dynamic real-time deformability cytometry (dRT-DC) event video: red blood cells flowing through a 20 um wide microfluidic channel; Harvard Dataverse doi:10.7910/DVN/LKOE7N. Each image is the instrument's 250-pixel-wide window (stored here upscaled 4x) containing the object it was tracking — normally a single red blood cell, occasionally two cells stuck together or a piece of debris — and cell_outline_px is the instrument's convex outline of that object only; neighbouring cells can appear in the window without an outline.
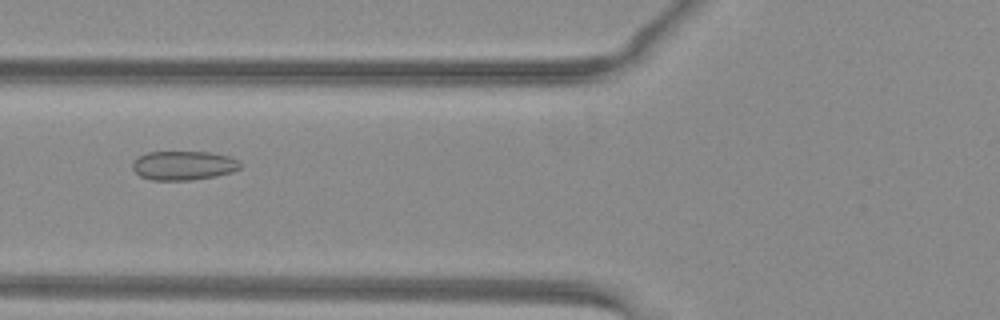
{"species": "common noctule bat (a hibernating species)", "species_latin": "Nyctalus noctula", "temperature_condition": "warm", "stored_images_in_passage": 47, "camera_frame_rate_fps": 3000, "um_per_image_px": 0.085, "animal": {"sex": "female", "body_mass_g": 29.2, "forearm_length_mm": 56.3}, "frame": {"image": 1, "passage_image": 16, "time_ms": 5.0, "image_size_px": [1000, 320], "cell_outline_px": [[240, 168], [232, 172], [216, 176], [192, 180], [152, 180], [140, 176], [132, 168], [132, 164], [140, 156], [148, 152], [212, 152], [228, 156], [240, 160]], "centroid_in_image_um": [15.63, 14.07], "position_along_channel_um": 110.2, "area_um2": 18.26}}
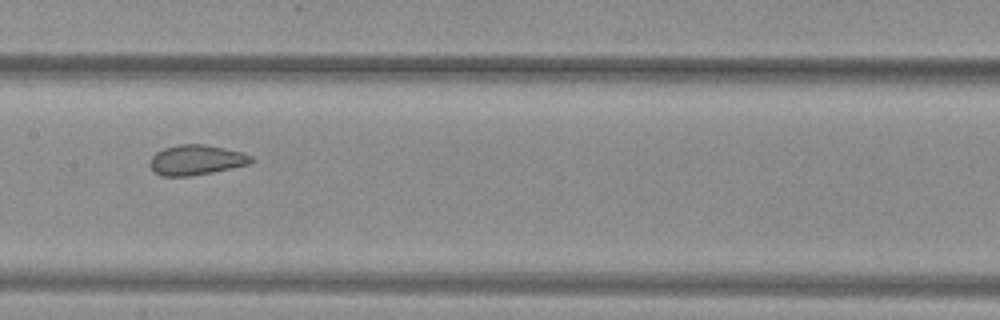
{"frame": {"image": 2, "passage_image": 22, "time_ms": 7.0, "image_size_px": [1000, 320], "cell_outline_px": [[252, 160], [248, 164], [212, 172], [188, 176], [160, 176], [152, 172], [148, 164], [152, 156], [156, 152], [164, 148], [180, 144], [204, 144], [224, 148], [240, 152], [252, 156]], "centroid_in_image_um": [16.6, 13.6], "position_along_channel_um": 190.8, "area_um2": 17.69}}
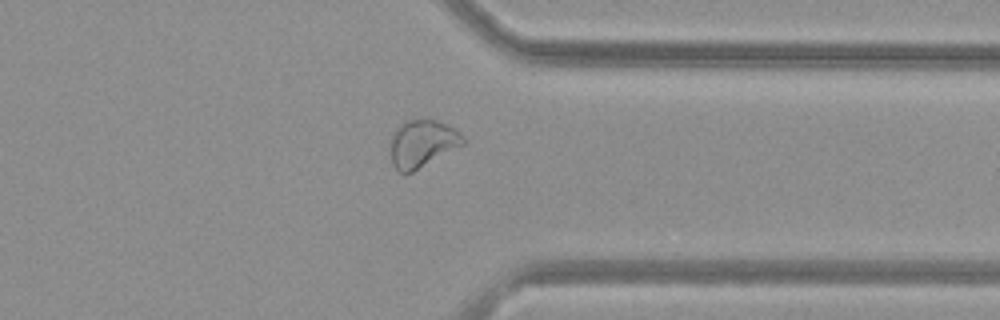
{"frame": {"image": 3, "passage_image": 36, "time_ms": 11.667, "image_size_px": [1000, 320], "cell_outline_px": [[464, 144], [412, 172], [400, 172], [392, 164], [388, 148], [392, 136], [400, 124], [404, 120], [436, 120], [456, 128], [464, 136]], "centroid_in_image_um": [35.87, 12.19], "position_along_channel_um": 375.5, "area_um2": 20.06}, "authors_computed_cell_mechanics": {"area_um2": 20.9814, "velocity_mm_per_s": 4.0179, "shape_relaxation_time_tau1_ms": null, "shape_relaxation_time_tau2_ms": 1.0546, "deformation_change_tau1": null, "deformation_change_tau2": 0.0532}}